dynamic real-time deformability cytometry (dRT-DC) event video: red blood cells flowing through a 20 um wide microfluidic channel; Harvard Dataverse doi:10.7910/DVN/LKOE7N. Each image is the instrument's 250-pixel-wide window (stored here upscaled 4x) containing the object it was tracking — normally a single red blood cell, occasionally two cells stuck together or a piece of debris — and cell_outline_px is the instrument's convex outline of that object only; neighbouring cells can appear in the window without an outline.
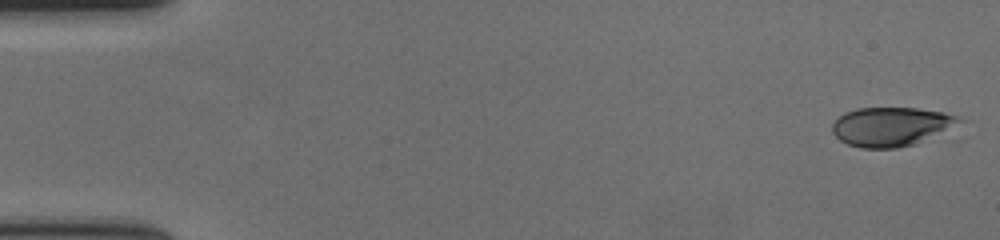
{"species": "human", "species_latin": "Homo sapiens", "temperature_condition": "cold", "stored_images_in_passage": 58, "camera_frame_rate_fps": 3000, "um_per_image_px": 0.085, "donor": {"sex": "female"}, "frame": {"image": 1, "passage_image": 1, "time_ms": 0.0, "image_size_px": [1000, 240], "cell_outline_px": [[972, 120], [916, 144], [896, 148], [860, 148], [848, 144], [840, 140], [832, 132], [832, 124], [844, 112], [856, 108], [916, 108], [940, 112], [960, 116]], "centroid_in_image_um": [75.84, 10.76], "position_along_channel_um": 9.2, "area_um2": 29.36}}
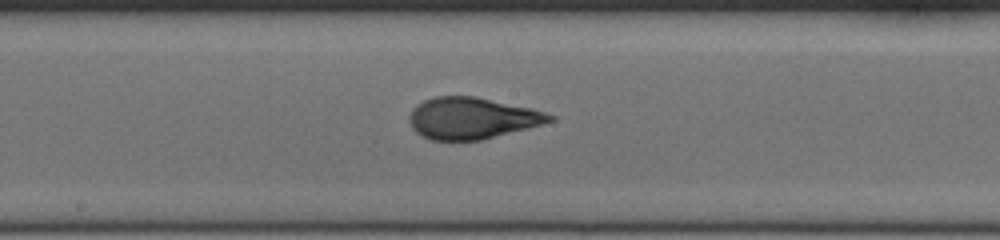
{"frame": {"image": 2, "passage_image": 31, "time_ms": 10.0, "image_size_px": [1000, 240], "cell_outline_px": [[556, 120], [528, 128], [480, 140], [432, 140], [420, 136], [412, 128], [408, 120], [408, 116], [412, 108], [416, 104], [424, 100], [436, 96], [476, 96], [532, 108], [556, 116]], "centroid_in_image_um": [40.09, 10.04], "position_along_channel_um": 208.1, "area_um2": 34.16}}
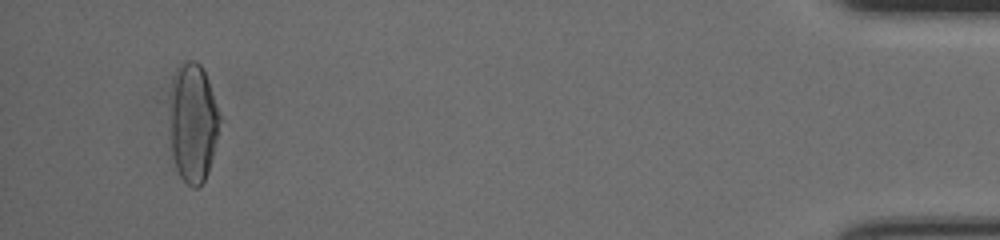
{"frame": {"image": 3, "passage_image": 55, "time_ms": 18.0, "image_size_px": [1000, 240], "cell_outline_px": [[224, 120], [208, 172], [204, 180], [196, 188], [192, 188], [180, 176], [176, 168], [172, 156], [172, 92], [176, 68], [184, 60], [196, 60], [200, 64], [208, 80]], "centroid_in_image_um": [16.49, 10.44], "position_along_channel_um": 418.7, "area_um2": 34.74}, "authors_computed_cell_mechanics": {"area_um2": 33.6685, "velocity_mm_per_s": 3.5741, "shape_relaxation_time_tau1_ms": 5.7475, "shape_relaxation_time_tau2_ms": 0.8395, "deformation_change_tau1": 0.215, "deformation_change_tau2": 0.0658}}